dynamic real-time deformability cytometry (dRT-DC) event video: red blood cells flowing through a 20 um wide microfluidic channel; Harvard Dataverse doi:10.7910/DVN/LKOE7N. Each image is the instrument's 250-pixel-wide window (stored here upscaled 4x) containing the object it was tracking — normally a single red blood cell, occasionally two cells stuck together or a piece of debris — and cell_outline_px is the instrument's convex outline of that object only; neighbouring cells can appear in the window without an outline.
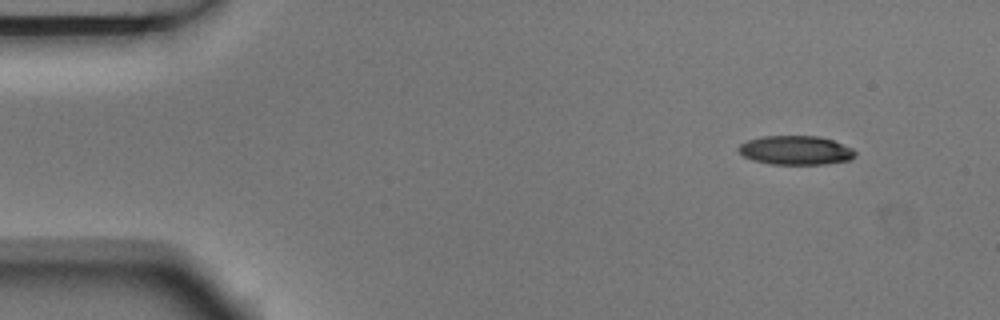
{"species": "Egyptian fruit bat (a non-hibernating species)", "species_latin": "Rousettus aegyptiacus", "temperature_condition": "room temperature", "stored_images_in_passage": 5, "camera_frame_rate_fps": 3000, "um_per_image_px": 0.085, "animal": {"sex": "male"}, "frame": {"image": 1, "passage_image": 1, "time_ms": 0.0, "image_size_px": [1000, 320], "cell_outline_px": [[856, 156], [848, 160], [824, 164], [768, 164], [752, 160], [744, 156], [736, 148], [740, 144], [748, 140], [760, 136], [820, 136], [832, 140], [852, 148], [856, 152]], "centroid_in_image_um": [67.61, 12.77], "position_along_channel_um": 17.4, "area_um2": 19.77}}
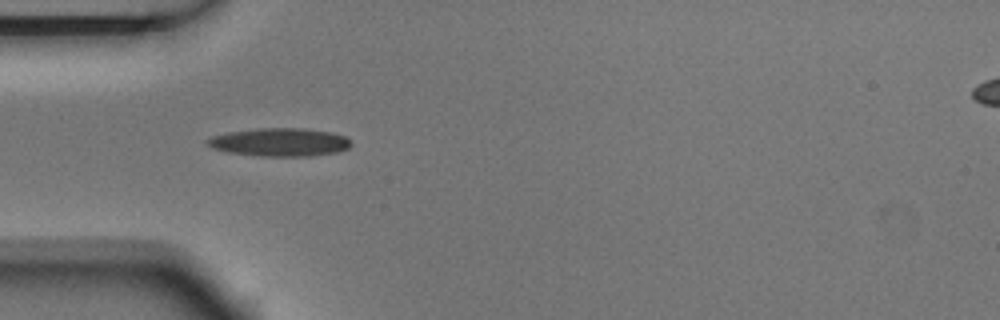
{"frame": {"image": 2, "passage_image": 4, "time_ms": 1.0, "image_size_px": [1000, 320], "cell_outline_px": [[352, 144], [348, 148], [336, 152], [308, 156], [260, 156], [228, 152], [212, 148], [204, 140], [212, 136], [228, 132], [260, 128], [304, 128], [332, 132], [344, 136], [352, 140]], "centroid_in_image_um": [23.79, 12.08], "position_along_channel_um": 61.2, "area_um2": 23.64}}
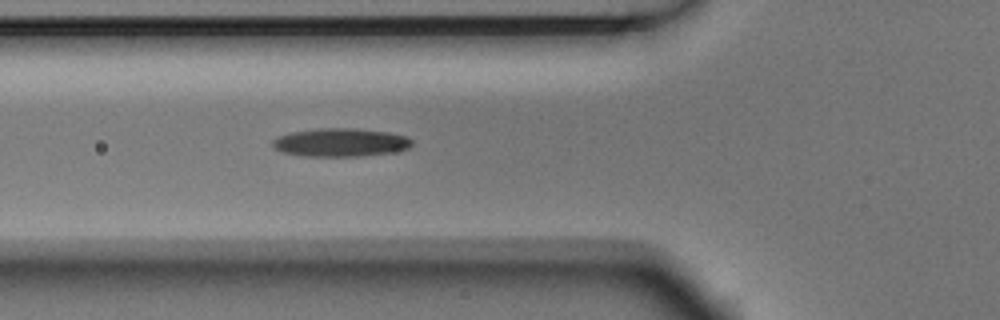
{"frame": {"image": 3, "passage_image": 5, "time_ms": 1.333, "image_size_px": [1000, 320], "cell_outline_px": [[412, 144], [408, 148], [388, 152], [360, 156], [304, 156], [284, 152], [272, 148], [272, 140], [280, 136], [292, 132], [320, 128], [356, 128], [388, 132], [408, 136], [412, 140]], "centroid_in_image_um": [28.93, 12.1], "position_along_channel_um": 96.9, "area_um2": 22.83}}